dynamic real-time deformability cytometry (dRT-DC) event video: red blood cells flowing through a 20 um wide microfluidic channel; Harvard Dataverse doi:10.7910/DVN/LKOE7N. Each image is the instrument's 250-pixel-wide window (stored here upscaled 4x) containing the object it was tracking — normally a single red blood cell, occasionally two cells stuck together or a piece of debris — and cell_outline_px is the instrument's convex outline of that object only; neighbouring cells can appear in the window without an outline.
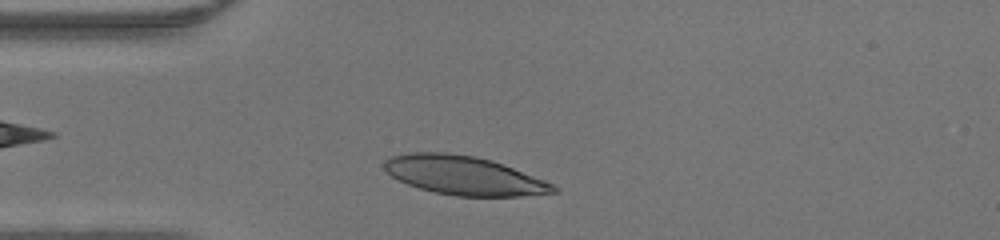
{"species": "human", "species_latin": "Homo sapiens", "temperature_condition": "warm", "stored_images_in_passage": 34, "camera_frame_rate_fps": 3000, "um_per_image_px": 0.085, "donor": {"sex": "male"}, "frame": {"image": 1, "passage_image": 4, "time_ms": 1.0, "image_size_px": [1000, 240], "cell_outline_px": [[560, 192], [520, 196], [456, 196], [436, 192], [420, 188], [408, 184], [392, 176], [384, 168], [384, 160], [392, 156], [408, 152], [448, 152], [476, 156], [492, 160], [544, 180], [560, 188]], "centroid_in_image_um": [39.45, 14.9], "position_along_channel_um": 45.6, "area_um2": 38.15}}
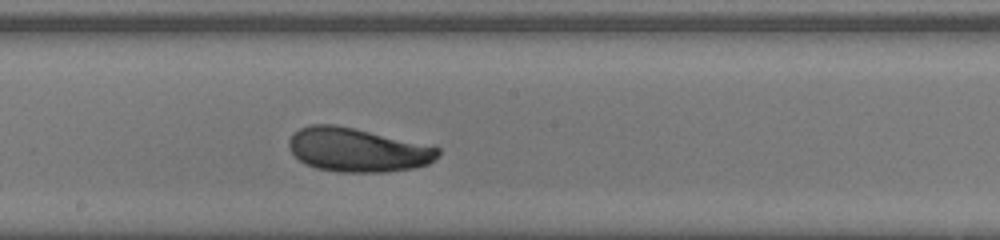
{"frame": {"image": 2, "passage_image": 17, "time_ms": 5.333, "image_size_px": [1000, 240], "cell_outline_px": [[440, 156], [428, 164], [412, 168], [384, 172], [336, 172], [316, 168], [304, 164], [288, 148], [288, 140], [300, 128], [312, 124], [336, 124], [440, 148]], "centroid_in_image_um": [30.35, 12.75], "position_along_channel_um": 217.8, "area_um2": 37.86}}
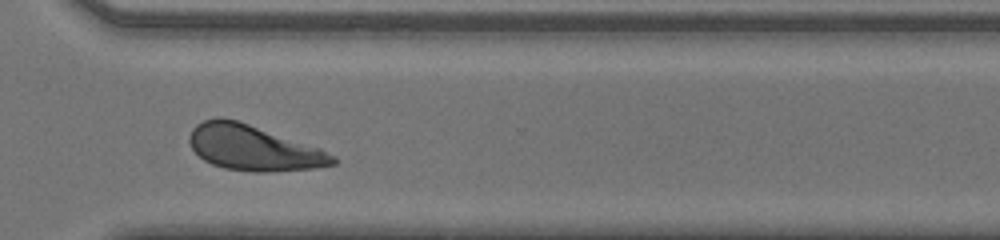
{"frame": {"image": 3, "passage_image": 26, "time_ms": 8.333, "image_size_px": [1000, 240], "cell_outline_px": [[340, 160], [336, 164], [316, 168], [268, 172], [252, 172], [224, 168], [212, 164], [204, 160], [192, 148], [188, 140], [188, 136], [192, 128], [196, 124], [204, 120], [220, 116], [236, 120], [320, 148], [336, 156]], "centroid_in_image_um": [21.54, 12.58], "position_along_channel_um": 349.1, "area_um2": 37.92}}